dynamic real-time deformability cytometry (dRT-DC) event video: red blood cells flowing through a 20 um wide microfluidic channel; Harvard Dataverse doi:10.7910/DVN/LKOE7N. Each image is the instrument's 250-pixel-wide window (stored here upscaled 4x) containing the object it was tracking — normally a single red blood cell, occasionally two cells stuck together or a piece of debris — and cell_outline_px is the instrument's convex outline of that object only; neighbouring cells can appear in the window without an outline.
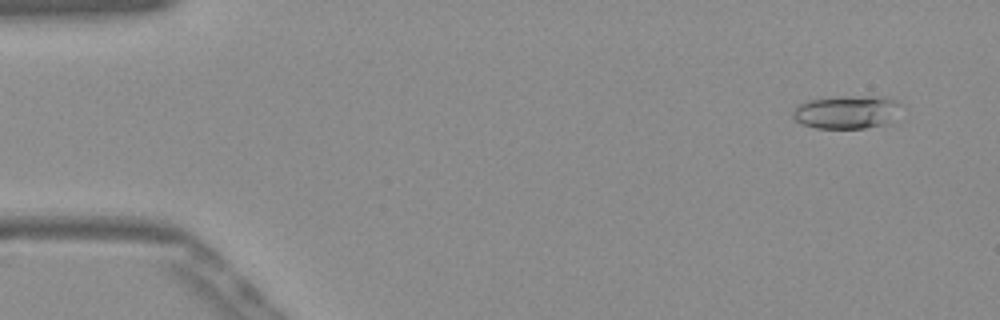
{"species": "Egyptian fruit bat (a non-hibernating species)", "species_latin": "Rousettus aegyptiacus", "temperature_condition": "warm", "stored_images_in_passage": 53, "camera_frame_rate_fps": 3000, "um_per_image_px": 0.085, "frame": {"image": 1, "passage_image": 4, "time_ms": 1.0, "image_size_px": [1000, 320], "cell_outline_px": [[900, 104], [884, 124], [864, 128], [816, 128], [804, 124], [796, 120], [792, 116], [792, 112], [796, 104], [808, 100], [840, 96], [880, 96], [896, 100]], "centroid_in_image_um": [71.85, 9.5], "position_along_channel_um": 13.1, "area_um2": 20.52}}
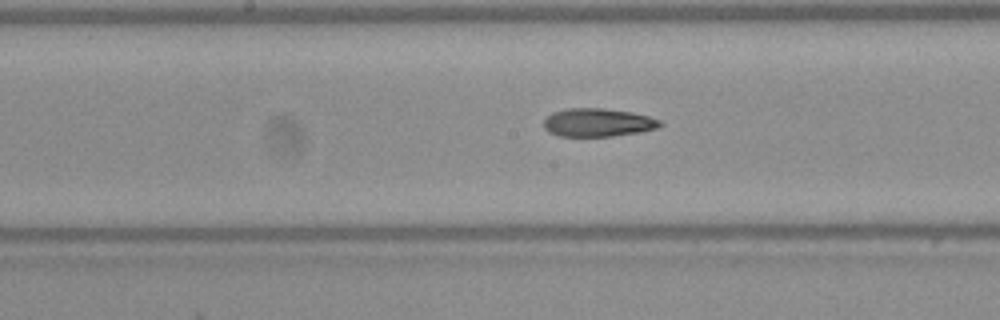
{"frame": {"image": 2, "passage_image": 27, "time_ms": 8.667, "image_size_px": [1000, 320], "cell_outline_px": [[664, 124], [656, 128], [640, 132], [612, 136], [560, 136], [548, 132], [544, 128], [544, 120], [552, 112], [568, 108], [604, 108], [632, 112], [648, 116], [660, 120]], "centroid_in_image_um": [50.81, 10.41], "position_along_channel_um": 197.4, "area_um2": 19.19}}
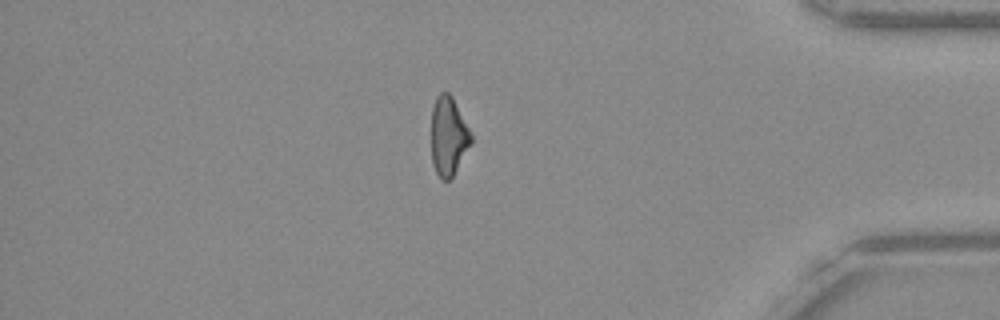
{"frame": {"image": 3, "passage_image": 45, "time_ms": 14.667, "image_size_px": [1000, 320], "cell_outline_px": [[472, 144], [452, 176], [448, 180], [440, 180], [432, 164], [432, 108], [436, 96], [440, 92], [448, 92], [452, 96], [472, 132]], "centroid_in_image_um": [38.13, 11.56], "position_along_channel_um": 397.1, "area_um2": 18.44}, "authors_computed_cell_mechanics": {"area_um2": 19.4786, "velocity_mm_per_s": 3.8938, "shape_relaxation_time_tau1_ms": null, "shape_relaxation_time_tau2_ms": 9.5092, "deformation_change_tau1": null, "deformation_change_tau2": 0.2476}}